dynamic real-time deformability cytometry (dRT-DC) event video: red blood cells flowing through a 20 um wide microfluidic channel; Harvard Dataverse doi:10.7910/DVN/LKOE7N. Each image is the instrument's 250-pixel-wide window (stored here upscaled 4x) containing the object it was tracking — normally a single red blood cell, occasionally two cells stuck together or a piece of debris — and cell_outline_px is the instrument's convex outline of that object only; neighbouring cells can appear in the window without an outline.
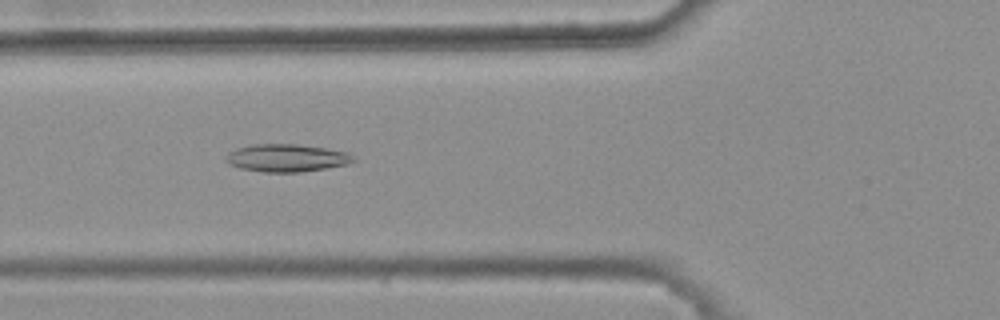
{"species": "common noctule bat (a hibernating species)", "species_latin": "Nyctalus noctula", "temperature_condition": "warm", "stored_images_in_passage": 47, "camera_frame_rate_fps": 3000, "um_per_image_px": 0.085, "animal": {"sex": "female", "body_mass_g": 25.1}, "frame": {"image": 1, "passage_image": 20, "time_ms": 6.333, "image_size_px": [1000, 320], "cell_outline_px": [[356, 160], [348, 164], [300, 172], [264, 172], [240, 168], [228, 164], [224, 160], [224, 156], [236, 148], [252, 144], [296, 144], [324, 148], [348, 152]], "centroid_in_image_um": [24.32, 13.42], "position_along_channel_um": 101.5, "area_um2": 20.52}}
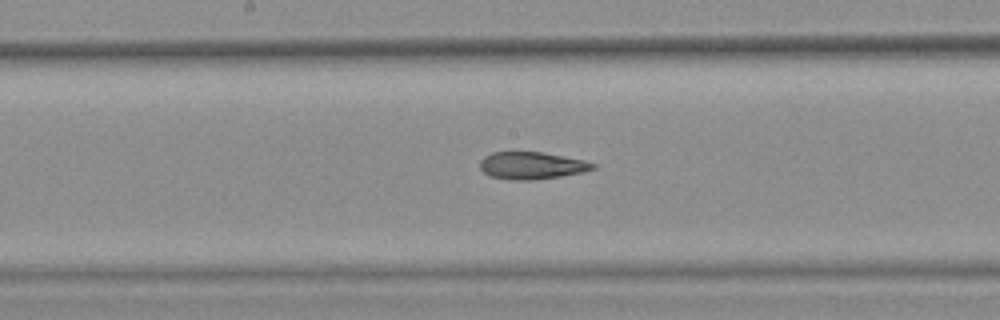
{"frame": {"image": 2, "passage_image": 28, "time_ms": 9.0, "image_size_px": [1000, 320], "cell_outline_px": [[596, 168], [584, 172], [560, 176], [532, 180], [516, 180], [488, 176], [480, 168], [480, 160], [484, 156], [492, 152], [540, 152], [584, 160], [596, 164]], "centroid_in_image_um": [45.18, 14.07], "position_along_channel_um": 203.0, "area_um2": 17.86}}
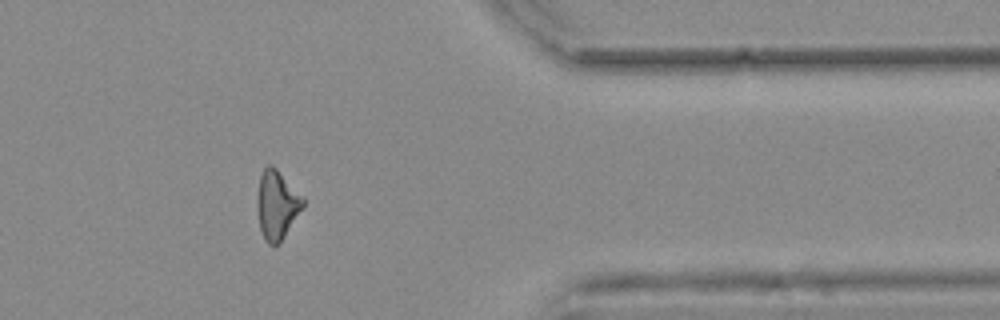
{"frame": {"image": 3, "passage_image": 44, "time_ms": 14.333, "image_size_px": [1000, 320], "cell_outline_px": [[304, 204], [284, 236], [276, 244], [268, 244], [264, 240], [260, 228], [256, 208], [256, 204], [260, 176], [264, 168], [268, 164], [272, 164], [304, 196]], "centroid_in_image_um": [23.51, 17.37], "position_along_channel_um": 387.9, "area_um2": 18.21}, "authors_computed_cell_mechanics": {"area_um2": 18.7272, "velocity_mm_per_s": 3.8043, "shape_relaxation_time_tau1_ms": null, "shape_relaxation_time_tau2_ms": 3.9383, "deformation_change_tau1": null, "deformation_change_tau2": 0.133}}